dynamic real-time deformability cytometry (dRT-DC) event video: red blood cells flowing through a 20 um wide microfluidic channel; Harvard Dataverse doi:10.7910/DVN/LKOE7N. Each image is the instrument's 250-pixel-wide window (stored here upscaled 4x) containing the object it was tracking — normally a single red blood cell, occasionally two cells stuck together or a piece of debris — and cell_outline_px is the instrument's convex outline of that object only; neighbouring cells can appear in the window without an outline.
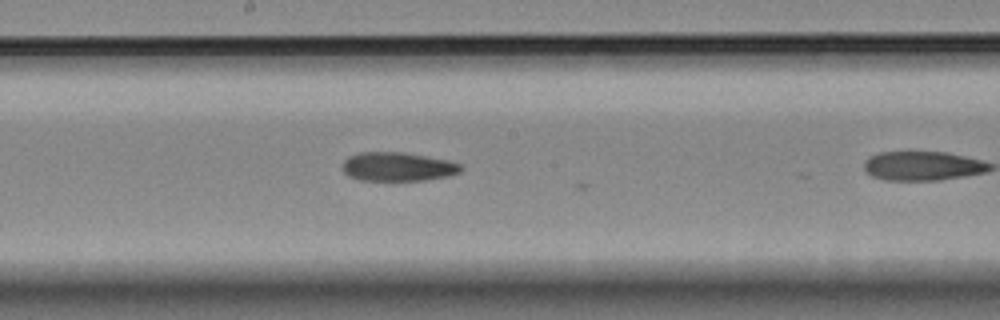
{"species": "Egyptian fruit bat (a non-hibernating species)", "species_latin": "Rousettus aegyptiacus", "temperature_condition": "room temperature", "stored_images_in_passage": 11, "camera_frame_rate_fps": 3000, "um_per_image_px": 0.085, "animal": {"sex": "female"}, "frame": {"image": 1, "passage_image": 10, "time_ms": 3.0, "image_size_px": [1000, 320], "cell_outline_px": [[464, 168], [460, 172], [448, 176], [424, 180], [360, 180], [348, 176], [344, 172], [344, 160], [348, 156], [360, 152], [404, 152], [448, 160], [464, 164]], "centroid_in_image_um": [33.85, 14.16], "position_along_channel_um": 214.4, "area_um2": 20.0}}